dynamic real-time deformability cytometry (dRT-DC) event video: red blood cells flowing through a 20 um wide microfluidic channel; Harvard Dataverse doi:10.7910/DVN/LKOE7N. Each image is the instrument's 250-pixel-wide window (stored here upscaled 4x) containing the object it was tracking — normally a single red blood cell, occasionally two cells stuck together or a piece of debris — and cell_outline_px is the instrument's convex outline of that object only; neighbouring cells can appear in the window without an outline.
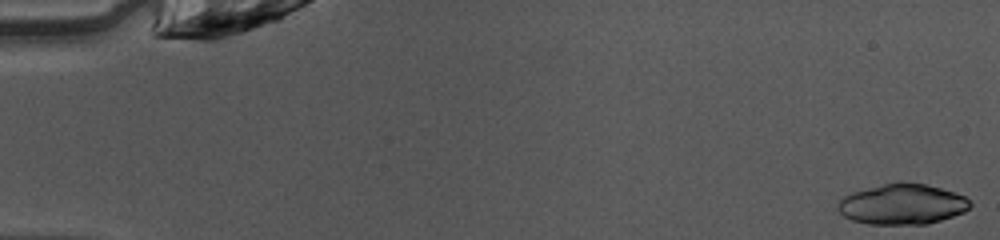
{"species": "common noctule bat (a hibernating species)", "species_latin": "Nyctalus noctula", "temperature_condition": "warm", "stored_images_in_passage": 48, "camera_frame_rate_fps": 3000, "um_per_image_px": 0.085, "animal": {"sex": "female", "body_mass_g": 10.0, "forearm_length_mm": 53.1}, "frame": {"image": 1, "passage_image": 1, "time_ms": 0.0, "image_size_px": [1000, 240], "cell_outline_px": [[972, 204], [964, 212], [940, 220], [924, 224], [868, 224], [852, 220], [844, 216], [840, 212], [840, 200], [844, 196], [852, 192], [884, 184], [924, 184], [956, 192], [964, 196]], "centroid_in_image_um": [76.71, 17.38], "position_along_channel_um": 8.3, "area_um2": 30.4}}